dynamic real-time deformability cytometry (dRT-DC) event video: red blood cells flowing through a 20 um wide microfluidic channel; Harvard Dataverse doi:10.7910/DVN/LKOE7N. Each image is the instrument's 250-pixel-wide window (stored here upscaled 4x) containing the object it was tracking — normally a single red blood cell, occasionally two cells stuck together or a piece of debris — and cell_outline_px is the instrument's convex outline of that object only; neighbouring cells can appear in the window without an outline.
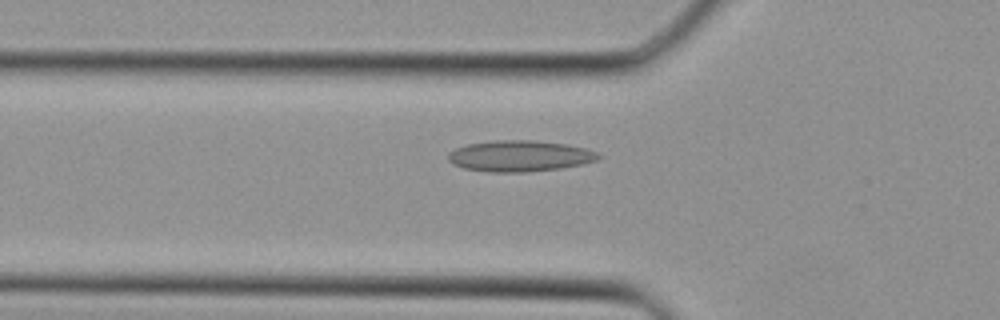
{"species": "Egyptian fruit bat (a non-hibernating species)", "species_latin": "Rousettus aegyptiacus", "temperature_condition": "cold", "stored_images_in_passage": 31, "camera_frame_rate_fps": 3000, "um_per_image_px": 0.085, "animal": {"sex": "female"}, "frame": {"image": 1, "passage_image": 6, "time_ms": 1.667, "image_size_px": [1000, 320], "cell_outline_px": [[604, 156], [596, 160], [584, 164], [560, 168], [528, 172], [488, 172], [464, 168], [452, 164], [448, 160], [448, 152], [456, 148], [468, 144], [496, 140], [536, 140], [568, 144], [584, 148], [596, 152]], "centroid_in_image_um": [44.19, 13.26], "position_along_channel_um": 81.6, "area_um2": 27.4}}
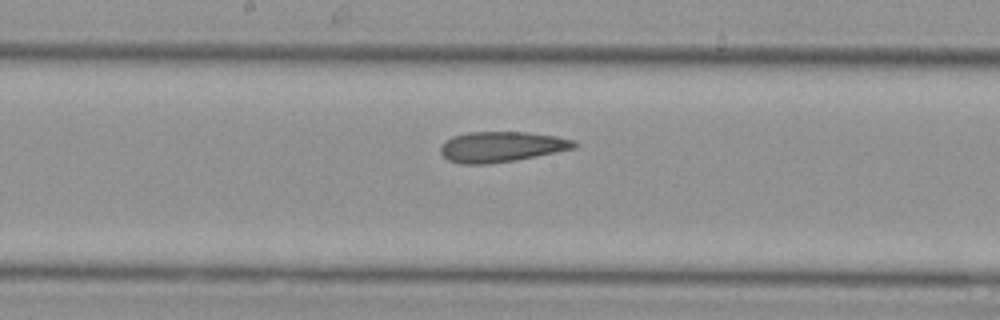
{"frame": {"image": 2, "passage_image": 13, "time_ms": 4.0, "image_size_px": [1000, 320], "cell_outline_px": [[576, 148], [516, 160], [488, 164], [460, 164], [448, 160], [440, 152], [440, 144], [452, 136], [468, 132], [528, 132], [556, 136], [572, 140], [576, 144]], "centroid_in_image_um": [42.57, 12.47], "position_along_channel_um": 205.6, "area_um2": 23.76}}
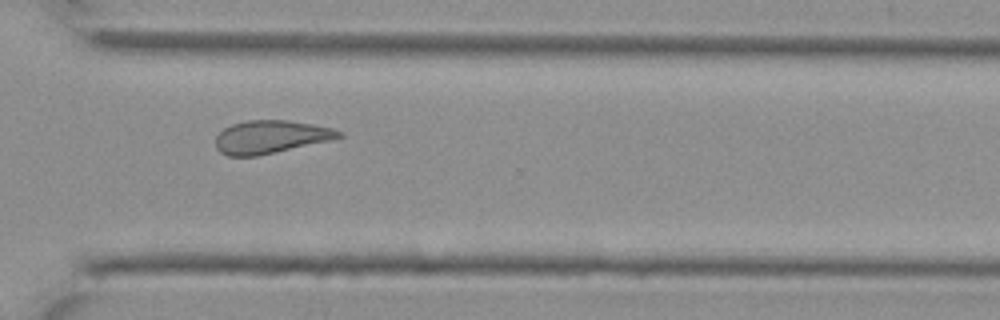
{"frame": {"image": 3, "passage_image": 21, "time_ms": 6.667, "image_size_px": [1000, 320], "cell_outline_px": [[344, 136], [332, 140], [256, 156], [228, 156], [220, 152], [216, 148], [216, 136], [224, 128], [232, 124], [248, 120], [288, 120], [312, 124], [332, 128], [344, 132]], "centroid_in_image_um": [23.02, 11.63], "position_along_channel_um": 347.6, "area_um2": 23.7}}